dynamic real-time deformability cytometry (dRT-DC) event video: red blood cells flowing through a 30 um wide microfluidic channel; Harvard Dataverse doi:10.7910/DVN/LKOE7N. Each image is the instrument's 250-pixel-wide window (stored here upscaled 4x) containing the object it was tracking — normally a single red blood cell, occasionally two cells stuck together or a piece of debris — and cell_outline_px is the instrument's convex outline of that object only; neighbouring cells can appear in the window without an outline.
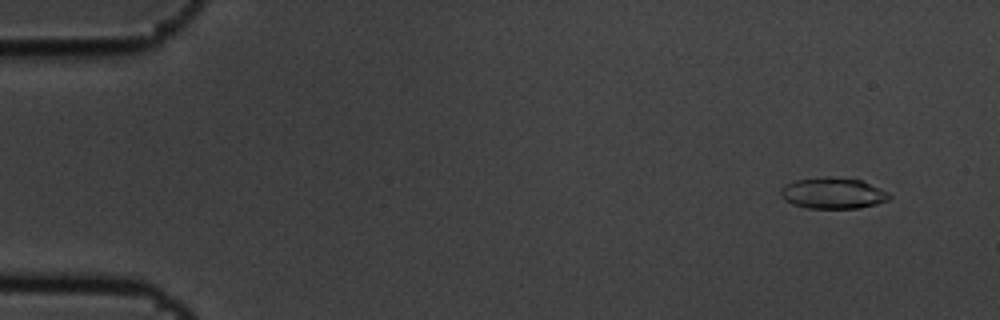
{"species": "common noctule bat (a hibernating species)", "species_latin": "Nyctalus noctula", "temperature_condition": "cold", "stored_images_in_passage": 8, "camera_frame_rate_fps": 3000, "um_per_image_px": 0.085, "animal": {"sex": "male", "body_mass_g": 19.5, "forearm_length_mm": 54.6}, "frame": {"image": 1, "passage_image": 1, "time_ms": 0.0, "image_size_px": [1000, 320], "cell_outline_px": [[892, 196], [888, 200], [876, 204], [860, 208], [808, 208], [792, 204], [784, 200], [780, 196], [780, 192], [784, 184], [796, 180], [828, 176], [832, 176], [860, 180], [880, 188], [888, 192]], "centroid_in_image_um": [70.78, 16.42], "position_along_channel_um": 14.2, "area_um2": 19.77}}
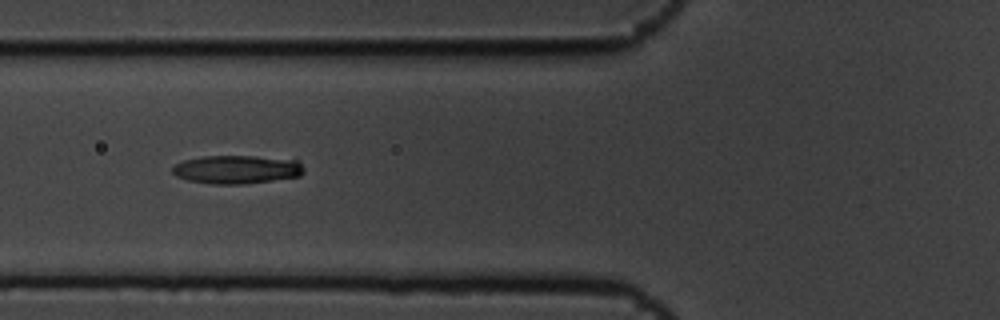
{"frame": {"image": 2, "passage_image": 6, "time_ms": 1.667, "image_size_px": [1000, 320], "cell_outline_px": [[304, 172], [300, 176], [244, 184], [212, 184], [188, 180], [176, 176], [172, 172], [172, 168], [176, 164], [184, 160], [204, 156], [256, 156], [296, 160], [304, 168]], "centroid_in_image_um": [20.12, 14.4], "position_along_channel_um": 105.7, "area_um2": 21.68}}
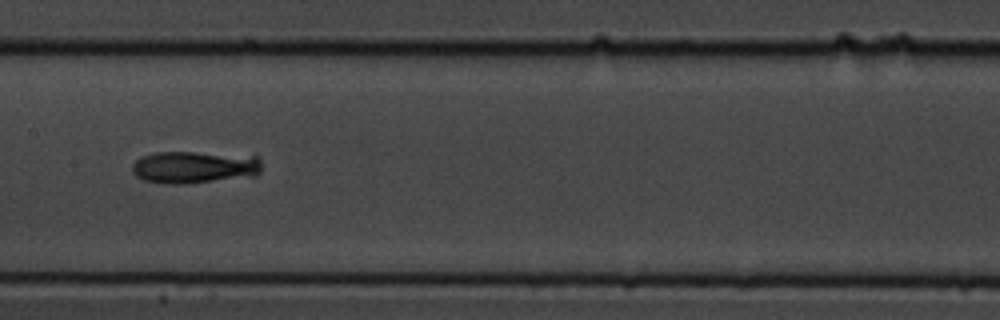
{"frame": {"image": 3, "passage_image": 8, "time_ms": 2.333, "image_size_px": [1000, 320], "cell_outline_px": [[260, 172], [256, 176], [180, 184], [164, 184], [144, 180], [136, 176], [132, 172], [132, 164], [136, 160], [144, 156], [156, 152], [192, 152], [256, 156], [260, 160]], "centroid_in_image_um": [16.51, 14.22], "position_along_channel_um": 190.9, "area_um2": 24.28}}